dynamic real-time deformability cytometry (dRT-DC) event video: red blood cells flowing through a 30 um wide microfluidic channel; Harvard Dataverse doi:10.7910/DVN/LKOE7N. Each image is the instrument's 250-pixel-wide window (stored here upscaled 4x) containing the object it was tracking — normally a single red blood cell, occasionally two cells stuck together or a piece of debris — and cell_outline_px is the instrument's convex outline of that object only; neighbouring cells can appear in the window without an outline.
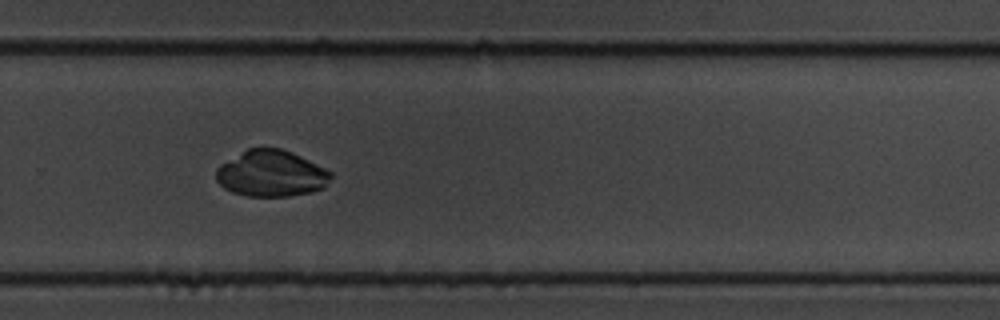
{"species": "common noctule bat (a hibernating species)", "species_latin": "Nyctalus noctula", "temperature_condition": "cold", "stored_images_in_passage": 15, "camera_frame_rate_fps": 3000, "um_per_image_px": 0.085, "animal": {"sex": "male", "body_mass_g": 19.5, "forearm_length_mm": 54.6}, "frame": {"image": 1, "passage_image": 11, "time_ms": 3.333, "image_size_px": [1000, 320], "cell_outline_px": [[332, 176], [324, 188], [312, 192], [288, 196], [248, 196], [232, 192], [224, 188], [216, 180], [216, 168], [220, 164], [248, 148], [280, 148], [292, 152], [332, 172]], "centroid_in_image_um": [23.04, 14.75], "position_along_channel_um": 306.8, "area_um2": 30.92}}